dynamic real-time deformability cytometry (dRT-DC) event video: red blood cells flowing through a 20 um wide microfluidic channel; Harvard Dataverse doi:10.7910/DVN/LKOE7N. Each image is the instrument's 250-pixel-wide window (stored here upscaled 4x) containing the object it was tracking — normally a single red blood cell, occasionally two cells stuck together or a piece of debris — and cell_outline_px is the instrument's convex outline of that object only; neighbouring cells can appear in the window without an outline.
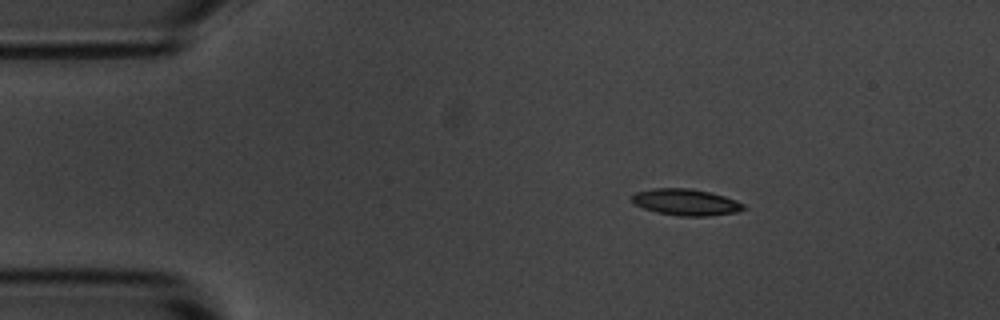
{"species": "common noctule bat (a hibernating species)", "species_latin": "Nyctalus noctula", "temperature_condition": "room temperature", "stored_images_in_passage": 4, "camera_frame_rate_fps": 3000, "um_per_image_px": 0.085, "animal": {"sex": "male", "body_mass_g": 20.1, "forearm_length_mm": 53.5}, "frame": {"image": 1, "passage_image": 2, "time_ms": 1.0, "image_size_px": [1000, 320], "cell_outline_px": [[748, 208], [736, 212], [708, 216], [680, 216], [656, 212], [632, 204], [632, 196], [636, 192], [652, 188], [692, 188], [724, 196], [736, 200], [744, 204]], "centroid_in_image_um": [58.3, 17.18], "position_along_channel_um": 26.7, "area_um2": 17.28}}
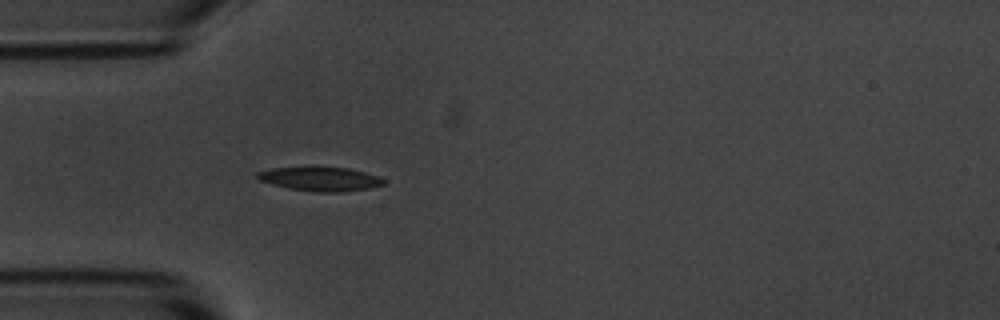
{"frame": {"image": 2, "passage_image": 4, "time_ms": 3.333, "image_size_px": [1000, 320], "cell_outline_px": [[384, 184], [368, 188], [336, 192], [316, 192], [288, 188], [272, 184], [260, 180], [256, 176], [256, 172], [272, 168], [308, 164], [316, 164], [348, 168], [364, 172], [376, 176], [384, 180]], "centroid_in_image_um": [27.13, 15.15], "position_along_channel_um": 57.9, "area_um2": 18.32}}